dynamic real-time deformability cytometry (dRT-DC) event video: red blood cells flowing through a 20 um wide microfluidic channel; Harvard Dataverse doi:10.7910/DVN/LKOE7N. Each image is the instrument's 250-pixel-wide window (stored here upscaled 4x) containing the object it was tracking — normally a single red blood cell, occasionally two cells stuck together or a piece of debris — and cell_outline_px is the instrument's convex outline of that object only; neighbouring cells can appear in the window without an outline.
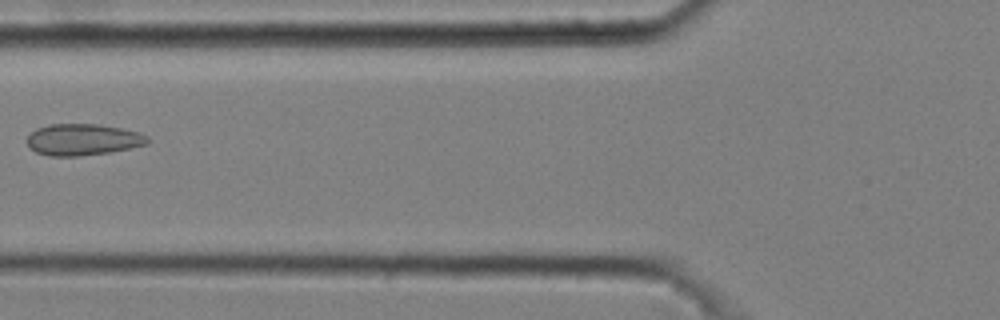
{"species": "common noctule bat (a hibernating species)", "species_latin": "Nyctalus noctula", "temperature_condition": "cold", "stored_images_in_passage": 7, "camera_frame_rate_fps": 3000, "um_per_image_px": 0.085, "animal": {"sex": "male", "body_mass_g": 20.4}, "frame": {"image": 1, "passage_image": 6, "time_ms": 1.667, "image_size_px": [1000, 320], "cell_outline_px": [[148, 144], [108, 152], [80, 156], [48, 156], [36, 152], [28, 148], [28, 136], [36, 128], [48, 124], [100, 124], [140, 132], [148, 136]], "centroid_in_image_um": [7.02, 11.86], "position_along_channel_um": 118.8, "area_um2": 22.14}}
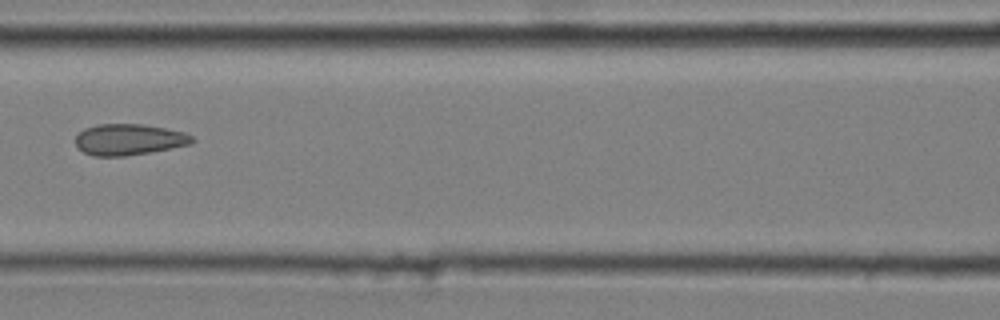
{"frame": {"image": 2, "passage_image": 7, "time_ms": 2.0, "image_size_px": [1000, 320], "cell_outline_px": [[196, 140], [192, 144], [148, 152], [124, 156], [92, 156], [76, 148], [76, 136], [84, 128], [100, 124], [144, 124], [184, 132], [192, 136]], "centroid_in_image_um": [10.95, 11.86], "position_along_channel_um": 155.7, "area_um2": 21.15}}